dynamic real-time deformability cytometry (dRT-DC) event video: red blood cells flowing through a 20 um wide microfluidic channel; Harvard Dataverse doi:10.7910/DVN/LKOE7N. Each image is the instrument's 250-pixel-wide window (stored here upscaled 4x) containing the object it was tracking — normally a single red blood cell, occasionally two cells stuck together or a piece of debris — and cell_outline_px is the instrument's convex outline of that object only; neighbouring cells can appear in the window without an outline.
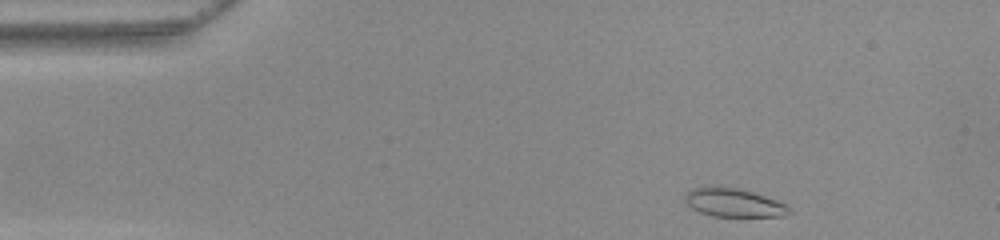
{"species": "common noctule bat (a hibernating species)", "species_latin": "Nyctalus noctula", "temperature_condition": "warm", "stored_images_in_passage": 46, "camera_frame_rate_fps": 3000, "um_per_image_px": 0.085, "animal": {"sex": "female", "body_mass_g": 22.0, "forearm_length_mm": 56.7}, "frame": {"image": 1, "passage_image": 1, "time_ms": 0.0, "image_size_px": [1000, 240], "cell_outline_px": [[792, 212], [784, 216], [712, 216], [700, 212], [692, 208], [684, 200], [684, 196], [692, 188], [712, 184], [740, 188], [788, 204]], "centroid_in_image_um": [62.35, 17.2], "position_along_channel_um": 22.7, "area_um2": 17.63}}
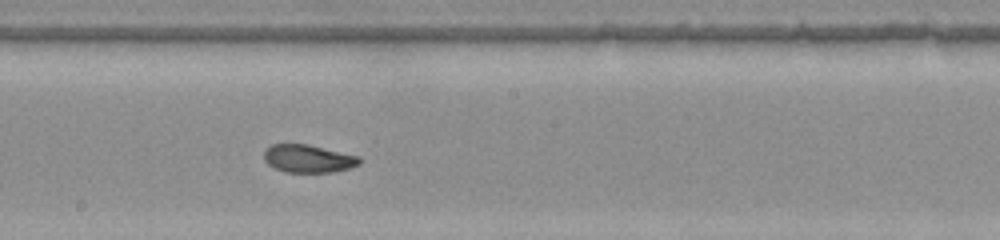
{"frame": {"image": 2, "passage_image": 22, "time_ms": 7.0, "image_size_px": [1000, 240], "cell_outline_px": [[364, 160], [360, 164], [352, 168], [332, 172], [284, 172], [268, 164], [264, 160], [264, 148], [272, 144], [308, 144], [360, 156]], "centroid_in_image_um": [26.24, 13.48], "position_along_channel_um": 222.0, "area_um2": 15.78}}
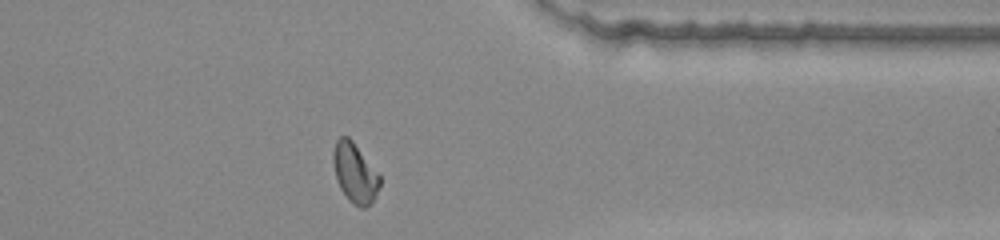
{"frame": {"image": 3, "passage_image": 35, "time_ms": 11.333, "image_size_px": [1000, 240], "cell_outline_px": [[380, 184], [376, 196], [372, 204], [364, 208], [360, 208], [352, 204], [348, 200], [340, 188], [336, 180], [332, 164], [332, 152], [336, 140], [340, 136], [348, 136], [352, 140], [380, 176]], "centroid_in_image_um": [30.14, 14.72], "position_along_channel_um": 381.3, "area_um2": 16.42}, "authors_computed_cell_mechanics": {"area_um2": 16.3285, "velocity_mm_per_s": 3.9375, "shape_relaxation_time_tau1_ms": 3.1255, "shape_relaxation_time_tau2_ms": 1.3888, "deformation_change_tau1": 0.1234, "deformation_change_tau2": 0.0481}}